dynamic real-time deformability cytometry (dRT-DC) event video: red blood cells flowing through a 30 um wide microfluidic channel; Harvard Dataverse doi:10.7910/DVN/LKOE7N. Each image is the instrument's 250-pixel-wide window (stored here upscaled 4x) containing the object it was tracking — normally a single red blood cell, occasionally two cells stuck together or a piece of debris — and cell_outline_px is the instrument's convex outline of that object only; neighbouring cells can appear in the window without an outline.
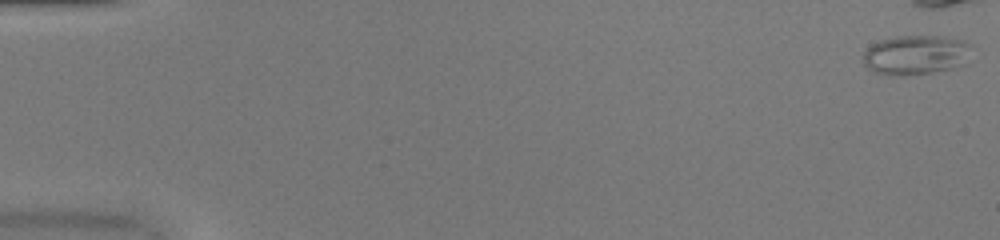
{"species": "common noctule bat (a hibernating species)", "species_latin": "Nyctalus noctula", "temperature_condition": "warm", "stored_images_in_passage": 40, "camera_frame_rate_fps": 3000, "um_per_image_px": 0.085, "animal": {"sex": "female", "body_mass_g": 20.0, "forearm_length_mm": 54.0}, "frame": {"image": 1, "passage_image": 1, "time_ms": 0.0, "image_size_px": [1000, 240], "cell_outline_px": [[972, 44], [968, 64], [952, 68], [932, 72], [904, 76], [892, 76], [876, 72], [868, 68], [864, 64], [864, 52], [872, 44], [880, 40], [896, 36], [944, 36], [964, 40]], "centroid_in_image_um": [77.9, 4.67], "position_along_channel_um": 7.1, "area_um2": 25.37}}
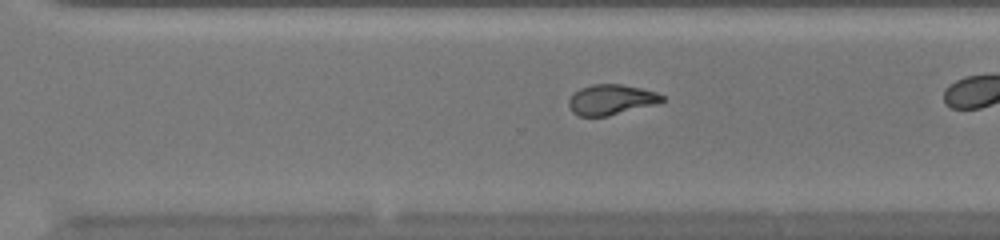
{"frame": {"image": 2, "passage_image": 36, "time_ms": 11.667, "image_size_px": [1000, 240], "cell_outline_px": [[664, 100], [652, 104], [608, 116], [580, 116], [572, 112], [568, 104], [568, 100], [580, 88], [592, 84], [620, 84], [640, 88], [656, 92], [664, 96]], "centroid_in_image_um": [51.9, 8.46], "position_along_channel_um": 318.7, "area_um2": 16.13}}
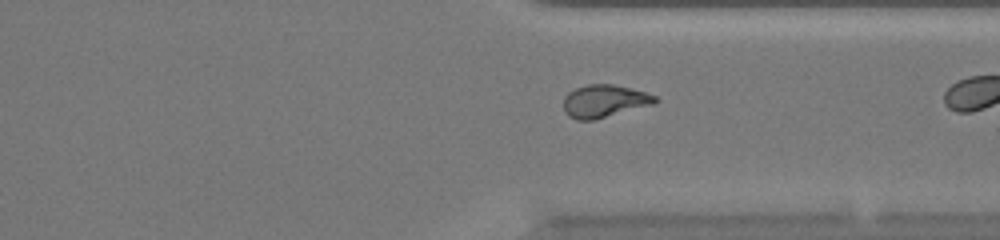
{"frame": {"image": 3, "passage_image": 39, "time_ms": 12.667, "image_size_px": [1000, 240], "cell_outline_px": [[660, 100], [656, 104], [592, 120], [576, 120], [568, 116], [564, 112], [564, 96], [568, 92], [576, 88], [588, 84], [612, 84], [644, 92], [656, 96]], "centroid_in_image_um": [51.37, 8.6], "position_along_channel_um": 360.0, "area_um2": 17.46}}